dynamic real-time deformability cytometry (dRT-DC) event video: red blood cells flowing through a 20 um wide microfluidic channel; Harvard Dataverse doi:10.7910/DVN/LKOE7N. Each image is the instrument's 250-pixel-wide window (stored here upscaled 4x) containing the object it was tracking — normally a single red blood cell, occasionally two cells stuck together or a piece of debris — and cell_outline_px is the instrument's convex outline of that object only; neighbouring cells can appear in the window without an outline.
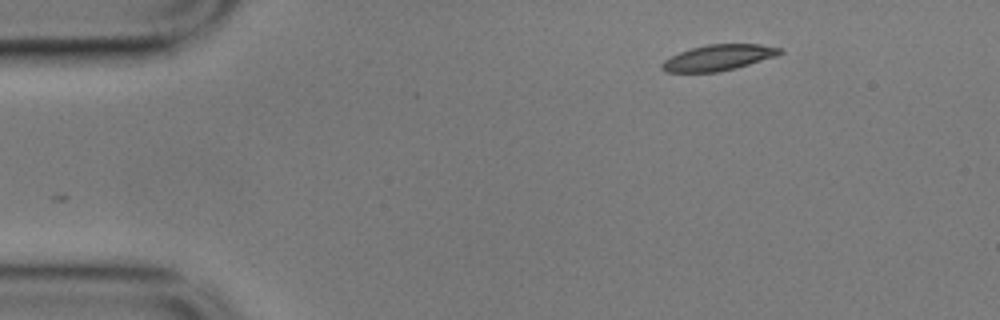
{"species": "common noctule bat (a hibernating species)", "species_latin": "Nyctalus noctula", "temperature_condition": "cold", "stored_images_in_passage": 35, "camera_frame_rate_fps": 3000, "um_per_image_px": 0.085, "animal": {"sex": "male", "body_mass_g": 17.9}, "frame": {"image": 1, "passage_image": 1, "time_ms": 0.0, "image_size_px": [1000, 320], "cell_outline_px": [[784, 52], [776, 56], [736, 68], [716, 72], [664, 72], [660, 68], [660, 64], [664, 60], [680, 52], [692, 48], [708, 44], [760, 44], [780, 48]], "centroid_in_image_um": [61.05, 4.9], "position_along_channel_um": 24.0, "area_um2": 17.69}}
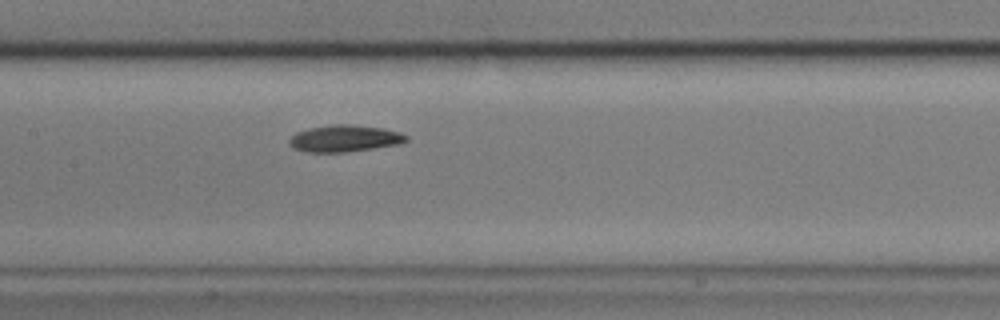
{"frame": {"image": 2, "passage_image": 20, "time_ms": 6.333, "image_size_px": [1000, 320], "cell_outline_px": [[408, 140], [400, 144], [344, 152], [304, 152], [292, 148], [288, 140], [296, 132], [308, 128], [332, 124], [348, 124], [384, 128], [400, 132], [408, 136]], "centroid_in_image_um": [29.28, 11.76], "position_along_channel_um": 178.1, "area_um2": 18.32}}
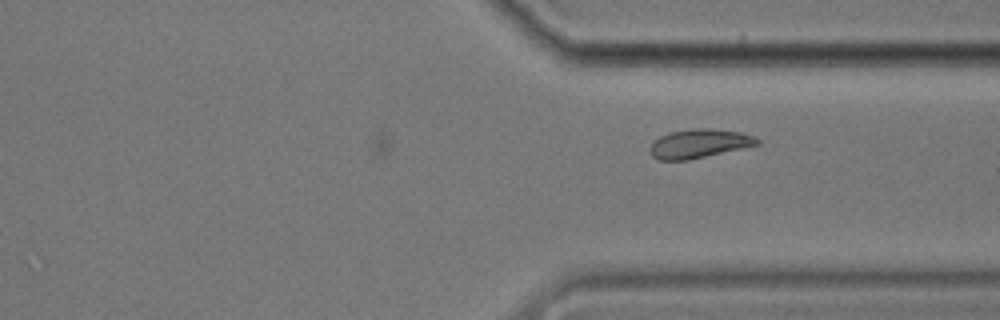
{"frame": {"image": 3, "passage_image": 35, "time_ms": 11.333, "image_size_px": [1000, 320], "cell_outline_px": [[760, 144], [744, 148], [688, 160], [660, 160], [652, 156], [648, 148], [660, 136], [672, 132], [692, 128], [712, 128], [740, 132], [756, 136], [760, 140]], "centroid_in_image_um": [59.46, 12.2], "position_along_channel_um": 351.9, "area_um2": 18.09}}